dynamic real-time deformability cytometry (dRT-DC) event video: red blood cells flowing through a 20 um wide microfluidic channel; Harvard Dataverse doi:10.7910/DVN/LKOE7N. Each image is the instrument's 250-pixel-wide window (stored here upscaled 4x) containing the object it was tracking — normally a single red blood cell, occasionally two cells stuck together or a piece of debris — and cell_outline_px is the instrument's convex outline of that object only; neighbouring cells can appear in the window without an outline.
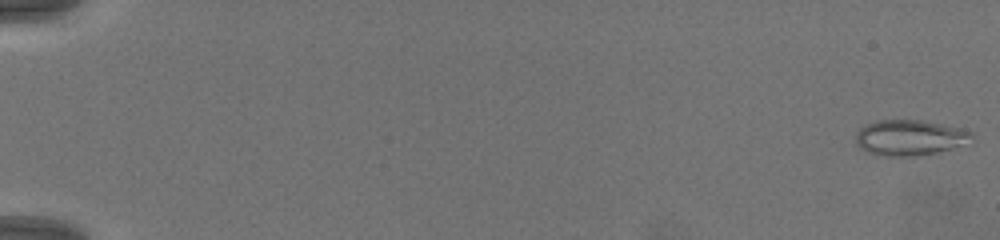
{"species": "common noctule bat (a hibernating species)", "species_latin": "Nyctalus noctula", "temperature_condition": "warm", "stored_images_in_passage": 70, "camera_frame_rate_fps": 3000, "um_per_image_px": 0.085, "animal": {"sex": "female", "body_mass_g": 19.5, "forearm_length_mm": 54.1}, "frame": {"image": 1, "passage_image": 1, "time_ms": 0.0, "image_size_px": [1000, 240], "cell_outline_px": [[976, 144], [916, 156], [884, 156], [868, 152], [860, 148], [856, 144], [856, 132], [860, 128], [876, 120], [924, 120], [944, 124], [960, 128], [972, 132], [976, 136]], "centroid_in_image_um": [77.45, 11.7], "position_along_channel_um": 7.5, "area_um2": 24.74}}
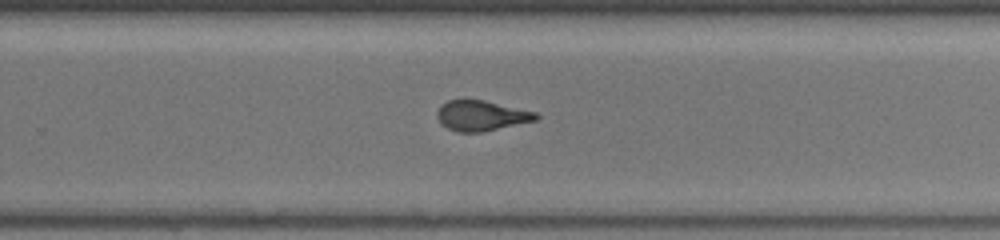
{"frame": {"image": 2, "passage_image": 48, "time_ms": 15.667, "image_size_px": [1000, 240], "cell_outline_px": [[540, 116], [536, 120], [484, 132], [456, 132], [440, 124], [436, 116], [436, 112], [440, 104], [448, 100], [484, 100], [536, 112]], "centroid_in_image_um": [40.88, 9.84], "position_along_channel_um": 288.9, "area_um2": 17.57}}
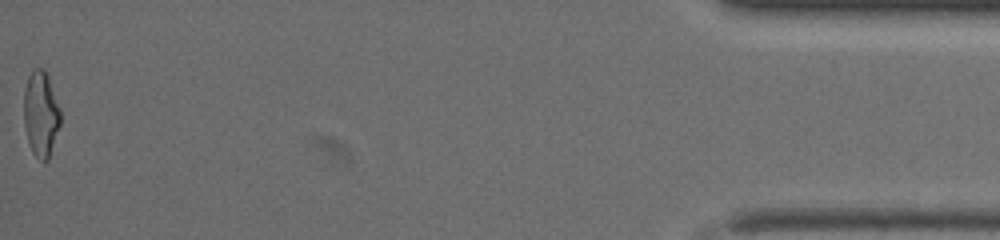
{"frame": {"image": 3, "passage_image": 70, "time_ms": 23.0, "image_size_px": [1000, 240], "cell_outline_px": [[60, 124], [48, 160], [40, 160], [32, 152], [28, 140], [24, 124], [24, 92], [28, 76], [32, 68], [44, 68], [48, 76], [60, 108]], "centroid_in_image_um": [3.47, 9.64], "position_along_channel_um": 431.7, "area_um2": 18.15}}